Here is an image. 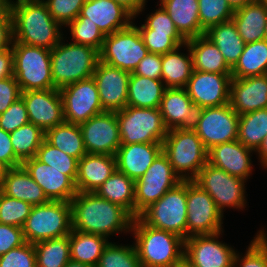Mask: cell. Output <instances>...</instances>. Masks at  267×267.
I'll list each match as a JSON object with an SVG mask.
<instances>
[{"instance_id": "44", "label": "cell", "mask_w": 267, "mask_h": 267, "mask_svg": "<svg viewBox=\"0 0 267 267\" xmlns=\"http://www.w3.org/2000/svg\"><path fill=\"white\" fill-rule=\"evenodd\" d=\"M198 9L200 25L205 31L211 26L231 20L234 15L227 0H198Z\"/></svg>"}, {"instance_id": "49", "label": "cell", "mask_w": 267, "mask_h": 267, "mask_svg": "<svg viewBox=\"0 0 267 267\" xmlns=\"http://www.w3.org/2000/svg\"><path fill=\"white\" fill-rule=\"evenodd\" d=\"M0 267H37L34 244L25 242L0 256Z\"/></svg>"}, {"instance_id": "48", "label": "cell", "mask_w": 267, "mask_h": 267, "mask_svg": "<svg viewBox=\"0 0 267 267\" xmlns=\"http://www.w3.org/2000/svg\"><path fill=\"white\" fill-rule=\"evenodd\" d=\"M86 0H47L44 3L53 19L59 24H69L81 12Z\"/></svg>"}, {"instance_id": "58", "label": "cell", "mask_w": 267, "mask_h": 267, "mask_svg": "<svg viewBox=\"0 0 267 267\" xmlns=\"http://www.w3.org/2000/svg\"><path fill=\"white\" fill-rule=\"evenodd\" d=\"M13 76L12 48L0 51V80Z\"/></svg>"}, {"instance_id": "12", "label": "cell", "mask_w": 267, "mask_h": 267, "mask_svg": "<svg viewBox=\"0 0 267 267\" xmlns=\"http://www.w3.org/2000/svg\"><path fill=\"white\" fill-rule=\"evenodd\" d=\"M239 115L230 104L197 110L192 129L207 150L215 145L237 140Z\"/></svg>"}, {"instance_id": "52", "label": "cell", "mask_w": 267, "mask_h": 267, "mask_svg": "<svg viewBox=\"0 0 267 267\" xmlns=\"http://www.w3.org/2000/svg\"><path fill=\"white\" fill-rule=\"evenodd\" d=\"M25 243L21 227L0 224V256Z\"/></svg>"}, {"instance_id": "60", "label": "cell", "mask_w": 267, "mask_h": 267, "mask_svg": "<svg viewBox=\"0 0 267 267\" xmlns=\"http://www.w3.org/2000/svg\"><path fill=\"white\" fill-rule=\"evenodd\" d=\"M11 5L9 0H0V21L13 20L11 16Z\"/></svg>"}, {"instance_id": "62", "label": "cell", "mask_w": 267, "mask_h": 267, "mask_svg": "<svg viewBox=\"0 0 267 267\" xmlns=\"http://www.w3.org/2000/svg\"><path fill=\"white\" fill-rule=\"evenodd\" d=\"M256 0H227L228 4L233 10L244 7L246 4L252 3Z\"/></svg>"}, {"instance_id": "54", "label": "cell", "mask_w": 267, "mask_h": 267, "mask_svg": "<svg viewBox=\"0 0 267 267\" xmlns=\"http://www.w3.org/2000/svg\"><path fill=\"white\" fill-rule=\"evenodd\" d=\"M20 97L21 90L14 76L0 80V114Z\"/></svg>"}, {"instance_id": "63", "label": "cell", "mask_w": 267, "mask_h": 267, "mask_svg": "<svg viewBox=\"0 0 267 267\" xmlns=\"http://www.w3.org/2000/svg\"><path fill=\"white\" fill-rule=\"evenodd\" d=\"M65 267H92L91 265L69 260Z\"/></svg>"}, {"instance_id": "21", "label": "cell", "mask_w": 267, "mask_h": 267, "mask_svg": "<svg viewBox=\"0 0 267 267\" xmlns=\"http://www.w3.org/2000/svg\"><path fill=\"white\" fill-rule=\"evenodd\" d=\"M22 166L49 200L70 202L77 194L75 183L63 171L40 162L36 157L24 160Z\"/></svg>"}, {"instance_id": "30", "label": "cell", "mask_w": 267, "mask_h": 267, "mask_svg": "<svg viewBox=\"0 0 267 267\" xmlns=\"http://www.w3.org/2000/svg\"><path fill=\"white\" fill-rule=\"evenodd\" d=\"M186 45L192 55L193 70L218 74H231L218 47L206 36L188 39Z\"/></svg>"}, {"instance_id": "26", "label": "cell", "mask_w": 267, "mask_h": 267, "mask_svg": "<svg viewBox=\"0 0 267 267\" xmlns=\"http://www.w3.org/2000/svg\"><path fill=\"white\" fill-rule=\"evenodd\" d=\"M115 171V155L85 154L78 161L77 192H96Z\"/></svg>"}, {"instance_id": "33", "label": "cell", "mask_w": 267, "mask_h": 267, "mask_svg": "<svg viewBox=\"0 0 267 267\" xmlns=\"http://www.w3.org/2000/svg\"><path fill=\"white\" fill-rule=\"evenodd\" d=\"M165 89L161 79H150L131 73L128 82L127 106L160 108Z\"/></svg>"}, {"instance_id": "18", "label": "cell", "mask_w": 267, "mask_h": 267, "mask_svg": "<svg viewBox=\"0 0 267 267\" xmlns=\"http://www.w3.org/2000/svg\"><path fill=\"white\" fill-rule=\"evenodd\" d=\"M231 74L193 70L186 91L197 109L229 103Z\"/></svg>"}, {"instance_id": "28", "label": "cell", "mask_w": 267, "mask_h": 267, "mask_svg": "<svg viewBox=\"0 0 267 267\" xmlns=\"http://www.w3.org/2000/svg\"><path fill=\"white\" fill-rule=\"evenodd\" d=\"M0 191L32 206L42 205L50 201L43 189L31 178L22 165L8 169L0 180Z\"/></svg>"}, {"instance_id": "15", "label": "cell", "mask_w": 267, "mask_h": 267, "mask_svg": "<svg viewBox=\"0 0 267 267\" xmlns=\"http://www.w3.org/2000/svg\"><path fill=\"white\" fill-rule=\"evenodd\" d=\"M64 111V120L80 125L91 117L105 112L93 77L66 85L59 89Z\"/></svg>"}, {"instance_id": "29", "label": "cell", "mask_w": 267, "mask_h": 267, "mask_svg": "<svg viewBox=\"0 0 267 267\" xmlns=\"http://www.w3.org/2000/svg\"><path fill=\"white\" fill-rule=\"evenodd\" d=\"M161 4L186 40L205 34L200 25L198 0H161Z\"/></svg>"}, {"instance_id": "2", "label": "cell", "mask_w": 267, "mask_h": 267, "mask_svg": "<svg viewBox=\"0 0 267 267\" xmlns=\"http://www.w3.org/2000/svg\"><path fill=\"white\" fill-rule=\"evenodd\" d=\"M11 16L14 41L48 50L60 42V24L42 0H18L11 5Z\"/></svg>"}, {"instance_id": "13", "label": "cell", "mask_w": 267, "mask_h": 267, "mask_svg": "<svg viewBox=\"0 0 267 267\" xmlns=\"http://www.w3.org/2000/svg\"><path fill=\"white\" fill-rule=\"evenodd\" d=\"M222 215L213 198L193 180H187L186 239L221 232Z\"/></svg>"}, {"instance_id": "61", "label": "cell", "mask_w": 267, "mask_h": 267, "mask_svg": "<svg viewBox=\"0 0 267 267\" xmlns=\"http://www.w3.org/2000/svg\"><path fill=\"white\" fill-rule=\"evenodd\" d=\"M262 163L267 167V136L263 139L262 144L258 148Z\"/></svg>"}, {"instance_id": "10", "label": "cell", "mask_w": 267, "mask_h": 267, "mask_svg": "<svg viewBox=\"0 0 267 267\" xmlns=\"http://www.w3.org/2000/svg\"><path fill=\"white\" fill-rule=\"evenodd\" d=\"M183 180H189V176H177L162 151L145 174L135 181V218Z\"/></svg>"}, {"instance_id": "1", "label": "cell", "mask_w": 267, "mask_h": 267, "mask_svg": "<svg viewBox=\"0 0 267 267\" xmlns=\"http://www.w3.org/2000/svg\"><path fill=\"white\" fill-rule=\"evenodd\" d=\"M70 204L74 230L106 238L110 233L132 228L134 217L126 209L95 192H77Z\"/></svg>"}, {"instance_id": "24", "label": "cell", "mask_w": 267, "mask_h": 267, "mask_svg": "<svg viewBox=\"0 0 267 267\" xmlns=\"http://www.w3.org/2000/svg\"><path fill=\"white\" fill-rule=\"evenodd\" d=\"M197 107L185 88H166L161 100L160 111L165 127L192 128L195 123Z\"/></svg>"}, {"instance_id": "27", "label": "cell", "mask_w": 267, "mask_h": 267, "mask_svg": "<svg viewBox=\"0 0 267 267\" xmlns=\"http://www.w3.org/2000/svg\"><path fill=\"white\" fill-rule=\"evenodd\" d=\"M250 151L238 140L215 145L208 150V163L230 175L246 179L251 171Z\"/></svg>"}, {"instance_id": "65", "label": "cell", "mask_w": 267, "mask_h": 267, "mask_svg": "<svg viewBox=\"0 0 267 267\" xmlns=\"http://www.w3.org/2000/svg\"><path fill=\"white\" fill-rule=\"evenodd\" d=\"M264 39L267 40V18L264 25Z\"/></svg>"}, {"instance_id": "42", "label": "cell", "mask_w": 267, "mask_h": 267, "mask_svg": "<svg viewBox=\"0 0 267 267\" xmlns=\"http://www.w3.org/2000/svg\"><path fill=\"white\" fill-rule=\"evenodd\" d=\"M35 157L40 162L63 171V174L67 175L75 183L78 174V159L60 151L46 139L40 145Z\"/></svg>"}, {"instance_id": "37", "label": "cell", "mask_w": 267, "mask_h": 267, "mask_svg": "<svg viewBox=\"0 0 267 267\" xmlns=\"http://www.w3.org/2000/svg\"><path fill=\"white\" fill-rule=\"evenodd\" d=\"M45 139L65 154L80 160L87 154L78 124L64 121L45 132Z\"/></svg>"}, {"instance_id": "57", "label": "cell", "mask_w": 267, "mask_h": 267, "mask_svg": "<svg viewBox=\"0 0 267 267\" xmlns=\"http://www.w3.org/2000/svg\"><path fill=\"white\" fill-rule=\"evenodd\" d=\"M13 37V20L0 21V51L8 50L10 48ZM10 43V44H9Z\"/></svg>"}, {"instance_id": "41", "label": "cell", "mask_w": 267, "mask_h": 267, "mask_svg": "<svg viewBox=\"0 0 267 267\" xmlns=\"http://www.w3.org/2000/svg\"><path fill=\"white\" fill-rule=\"evenodd\" d=\"M14 154L23 162L36 156L45 139V132L33 123L22 125L10 133Z\"/></svg>"}, {"instance_id": "56", "label": "cell", "mask_w": 267, "mask_h": 267, "mask_svg": "<svg viewBox=\"0 0 267 267\" xmlns=\"http://www.w3.org/2000/svg\"><path fill=\"white\" fill-rule=\"evenodd\" d=\"M0 160L9 168L22 165V161L14 154L10 133L0 128Z\"/></svg>"}, {"instance_id": "45", "label": "cell", "mask_w": 267, "mask_h": 267, "mask_svg": "<svg viewBox=\"0 0 267 267\" xmlns=\"http://www.w3.org/2000/svg\"><path fill=\"white\" fill-rule=\"evenodd\" d=\"M96 267H142L135 246L124 247L111 243L105 247Z\"/></svg>"}, {"instance_id": "51", "label": "cell", "mask_w": 267, "mask_h": 267, "mask_svg": "<svg viewBox=\"0 0 267 267\" xmlns=\"http://www.w3.org/2000/svg\"><path fill=\"white\" fill-rule=\"evenodd\" d=\"M263 234L260 231V234L250 244L240 267H267V239Z\"/></svg>"}, {"instance_id": "67", "label": "cell", "mask_w": 267, "mask_h": 267, "mask_svg": "<svg viewBox=\"0 0 267 267\" xmlns=\"http://www.w3.org/2000/svg\"><path fill=\"white\" fill-rule=\"evenodd\" d=\"M256 1H259V2L265 3V4L267 5V0H256Z\"/></svg>"}, {"instance_id": "17", "label": "cell", "mask_w": 267, "mask_h": 267, "mask_svg": "<svg viewBox=\"0 0 267 267\" xmlns=\"http://www.w3.org/2000/svg\"><path fill=\"white\" fill-rule=\"evenodd\" d=\"M87 153L115 155L121 146L116 112H103L79 125Z\"/></svg>"}, {"instance_id": "11", "label": "cell", "mask_w": 267, "mask_h": 267, "mask_svg": "<svg viewBox=\"0 0 267 267\" xmlns=\"http://www.w3.org/2000/svg\"><path fill=\"white\" fill-rule=\"evenodd\" d=\"M149 53L138 27H128L105 35L99 52L100 61L132 73L139 62Z\"/></svg>"}, {"instance_id": "55", "label": "cell", "mask_w": 267, "mask_h": 267, "mask_svg": "<svg viewBox=\"0 0 267 267\" xmlns=\"http://www.w3.org/2000/svg\"><path fill=\"white\" fill-rule=\"evenodd\" d=\"M146 26L155 32L179 33L169 14L161 7L147 18Z\"/></svg>"}, {"instance_id": "19", "label": "cell", "mask_w": 267, "mask_h": 267, "mask_svg": "<svg viewBox=\"0 0 267 267\" xmlns=\"http://www.w3.org/2000/svg\"><path fill=\"white\" fill-rule=\"evenodd\" d=\"M131 73L99 61L92 75L104 111L117 112L127 106Z\"/></svg>"}, {"instance_id": "43", "label": "cell", "mask_w": 267, "mask_h": 267, "mask_svg": "<svg viewBox=\"0 0 267 267\" xmlns=\"http://www.w3.org/2000/svg\"><path fill=\"white\" fill-rule=\"evenodd\" d=\"M138 30L149 53L164 55L185 45L187 41L180 33L155 32L145 24Z\"/></svg>"}, {"instance_id": "64", "label": "cell", "mask_w": 267, "mask_h": 267, "mask_svg": "<svg viewBox=\"0 0 267 267\" xmlns=\"http://www.w3.org/2000/svg\"><path fill=\"white\" fill-rule=\"evenodd\" d=\"M9 167L0 160V180L7 173Z\"/></svg>"}, {"instance_id": "16", "label": "cell", "mask_w": 267, "mask_h": 267, "mask_svg": "<svg viewBox=\"0 0 267 267\" xmlns=\"http://www.w3.org/2000/svg\"><path fill=\"white\" fill-rule=\"evenodd\" d=\"M219 234L195 235L184 240V261L190 267H234L238 256L231 248L215 240Z\"/></svg>"}, {"instance_id": "3", "label": "cell", "mask_w": 267, "mask_h": 267, "mask_svg": "<svg viewBox=\"0 0 267 267\" xmlns=\"http://www.w3.org/2000/svg\"><path fill=\"white\" fill-rule=\"evenodd\" d=\"M132 229L136 236L138 258L142 267H173L184 261V239L180 236L153 228L139 217L134 218Z\"/></svg>"}, {"instance_id": "46", "label": "cell", "mask_w": 267, "mask_h": 267, "mask_svg": "<svg viewBox=\"0 0 267 267\" xmlns=\"http://www.w3.org/2000/svg\"><path fill=\"white\" fill-rule=\"evenodd\" d=\"M32 205L0 191V224L23 227Z\"/></svg>"}, {"instance_id": "59", "label": "cell", "mask_w": 267, "mask_h": 267, "mask_svg": "<svg viewBox=\"0 0 267 267\" xmlns=\"http://www.w3.org/2000/svg\"><path fill=\"white\" fill-rule=\"evenodd\" d=\"M125 9H127L133 16L142 11L145 0H114Z\"/></svg>"}, {"instance_id": "39", "label": "cell", "mask_w": 267, "mask_h": 267, "mask_svg": "<svg viewBox=\"0 0 267 267\" xmlns=\"http://www.w3.org/2000/svg\"><path fill=\"white\" fill-rule=\"evenodd\" d=\"M267 136V108L239 115L237 140L251 150H258Z\"/></svg>"}, {"instance_id": "9", "label": "cell", "mask_w": 267, "mask_h": 267, "mask_svg": "<svg viewBox=\"0 0 267 267\" xmlns=\"http://www.w3.org/2000/svg\"><path fill=\"white\" fill-rule=\"evenodd\" d=\"M121 145L138 143H163L168 129L160 108L126 106L116 112Z\"/></svg>"}, {"instance_id": "31", "label": "cell", "mask_w": 267, "mask_h": 267, "mask_svg": "<svg viewBox=\"0 0 267 267\" xmlns=\"http://www.w3.org/2000/svg\"><path fill=\"white\" fill-rule=\"evenodd\" d=\"M267 18V5L254 1L234 10L232 20L244 43L264 40V25Z\"/></svg>"}, {"instance_id": "32", "label": "cell", "mask_w": 267, "mask_h": 267, "mask_svg": "<svg viewBox=\"0 0 267 267\" xmlns=\"http://www.w3.org/2000/svg\"><path fill=\"white\" fill-rule=\"evenodd\" d=\"M204 36L218 47L225 62L232 69L245 46L233 20L211 26L205 31Z\"/></svg>"}, {"instance_id": "50", "label": "cell", "mask_w": 267, "mask_h": 267, "mask_svg": "<svg viewBox=\"0 0 267 267\" xmlns=\"http://www.w3.org/2000/svg\"><path fill=\"white\" fill-rule=\"evenodd\" d=\"M27 123H29L28 113L22 97L0 114V128L5 132L11 133Z\"/></svg>"}, {"instance_id": "14", "label": "cell", "mask_w": 267, "mask_h": 267, "mask_svg": "<svg viewBox=\"0 0 267 267\" xmlns=\"http://www.w3.org/2000/svg\"><path fill=\"white\" fill-rule=\"evenodd\" d=\"M193 181L213 198L221 213L225 206H244V179L240 177L207 162Z\"/></svg>"}, {"instance_id": "66", "label": "cell", "mask_w": 267, "mask_h": 267, "mask_svg": "<svg viewBox=\"0 0 267 267\" xmlns=\"http://www.w3.org/2000/svg\"><path fill=\"white\" fill-rule=\"evenodd\" d=\"M173 267H190L185 261L180 263L179 265L173 266Z\"/></svg>"}, {"instance_id": "53", "label": "cell", "mask_w": 267, "mask_h": 267, "mask_svg": "<svg viewBox=\"0 0 267 267\" xmlns=\"http://www.w3.org/2000/svg\"><path fill=\"white\" fill-rule=\"evenodd\" d=\"M162 55L148 53L132 72L134 75L149 77L150 79H161Z\"/></svg>"}, {"instance_id": "40", "label": "cell", "mask_w": 267, "mask_h": 267, "mask_svg": "<svg viewBox=\"0 0 267 267\" xmlns=\"http://www.w3.org/2000/svg\"><path fill=\"white\" fill-rule=\"evenodd\" d=\"M37 267H65L70 258L69 235L34 244Z\"/></svg>"}, {"instance_id": "5", "label": "cell", "mask_w": 267, "mask_h": 267, "mask_svg": "<svg viewBox=\"0 0 267 267\" xmlns=\"http://www.w3.org/2000/svg\"><path fill=\"white\" fill-rule=\"evenodd\" d=\"M12 42L13 76L21 92L54 89L51 50Z\"/></svg>"}, {"instance_id": "8", "label": "cell", "mask_w": 267, "mask_h": 267, "mask_svg": "<svg viewBox=\"0 0 267 267\" xmlns=\"http://www.w3.org/2000/svg\"><path fill=\"white\" fill-rule=\"evenodd\" d=\"M145 224L186 240L187 180L168 190L138 216Z\"/></svg>"}, {"instance_id": "23", "label": "cell", "mask_w": 267, "mask_h": 267, "mask_svg": "<svg viewBox=\"0 0 267 267\" xmlns=\"http://www.w3.org/2000/svg\"><path fill=\"white\" fill-rule=\"evenodd\" d=\"M78 17H86V21L96 24L104 35H109L128 27L134 16L114 0H86ZM122 18L126 19L123 21Z\"/></svg>"}, {"instance_id": "22", "label": "cell", "mask_w": 267, "mask_h": 267, "mask_svg": "<svg viewBox=\"0 0 267 267\" xmlns=\"http://www.w3.org/2000/svg\"><path fill=\"white\" fill-rule=\"evenodd\" d=\"M229 104L238 115L267 108V74L231 78Z\"/></svg>"}, {"instance_id": "7", "label": "cell", "mask_w": 267, "mask_h": 267, "mask_svg": "<svg viewBox=\"0 0 267 267\" xmlns=\"http://www.w3.org/2000/svg\"><path fill=\"white\" fill-rule=\"evenodd\" d=\"M162 147L176 174L192 172L189 180H194L208 162V150L192 128L168 130Z\"/></svg>"}, {"instance_id": "6", "label": "cell", "mask_w": 267, "mask_h": 267, "mask_svg": "<svg viewBox=\"0 0 267 267\" xmlns=\"http://www.w3.org/2000/svg\"><path fill=\"white\" fill-rule=\"evenodd\" d=\"M71 230L70 202L52 200L32 206L22 227L25 242L32 244L69 235Z\"/></svg>"}, {"instance_id": "25", "label": "cell", "mask_w": 267, "mask_h": 267, "mask_svg": "<svg viewBox=\"0 0 267 267\" xmlns=\"http://www.w3.org/2000/svg\"><path fill=\"white\" fill-rule=\"evenodd\" d=\"M162 151V143L121 145L115 154L116 170L136 181Z\"/></svg>"}, {"instance_id": "47", "label": "cell", "mask_w": 267, "mask_h": 267, "mask_svg": "<svg viewBox=\"0 0 267 267\" xmlns=\"http://www.w3.org/2000/svg\"><path fill=\"white\" fill-rule=\"evenodd\" d=\"M74 43L90 46L100 52L105 35L96 24L86 21V17H77L70 22Z\"/></svg>"}, {"instance_id": "35", "label": "cell", "mask_w": 267, "mask_h": 267, "mask_svg": "<svg viewBox=\"0 0 267 267\" xmlns=\"http://www.w3.org/2000/svg\"><path fill=\"white\" fill-rule=\"evenodd\" d=\"M70 258L73 261L96 267L103 250L108 245L106 238L72 229L69 234Z\"/></svg>"}, {"instance_id": "36", "label": "cell", "mask_w": 267, "mask_h": 267, "mask_svg": "<svg viewBox=\"0 0 267 267\" xmlns=\"http://www.w3.org/2000/svg\"><path fill=\"white\" fill-rule=\"evenodd\" d=\"M267 74V40L247 43L238 62L231 69V78Z\"/></svg>"}, {"instance_id": "4", "label": "cell", "mask_w": 267, "mask_h": 267, "mask_svg": "<svg viewBox=\"0 0 267 267\" xmlns=\"http://www.w3.org/2000/svg\"><path fill=\"white\" fill-rule=\"evenodd\" d=\"M60 43L51 49V75L55 88L91 78L100 61L99 51L82 44Z\"/></svg>"}, {"instance_id": "20", "label": "cell", "mask_w": 267, "mask_h": 267, "mask_svg": "<svg viewBox=\"0 0 267 267\" xmlns=\"http://www.w3.org/2000/svg\"><path fill=\"white\" fill-rule=\"evenodd\" d=\"M30 123L44 132L63 123L64 111L59 89L30 90L21 92Z\"/></svg>"}, {"instance_id": "34", "label": "cell", "mask_w": 267, "mask_h": 267, "mask_svg": "<svg viewBox=\"0 0 267 267\" xmlns=\"http://www.w3.org/2000/svg\"><path fill=\"white\" fill-rule=\"evenodd\" d=\"M126 209L135 218V181L116 170L95 192Z\"/></svg>"}, {"instance_id": "38", "label": "cell", "mask_w": 267, "mask_h": 267, "mask_svg": "<svg viewBox=\"0 0 267 267\" xmlns=\"http://www.w3.org/2000/svg\"><path fill=\"white\" fill-rule=\"evenodd\" d=\"M178 49L162 55L161 80L166 88H185L193 71L192 55H180ZM177 51V52H176Z\"/></svg>"}]
</instances>
